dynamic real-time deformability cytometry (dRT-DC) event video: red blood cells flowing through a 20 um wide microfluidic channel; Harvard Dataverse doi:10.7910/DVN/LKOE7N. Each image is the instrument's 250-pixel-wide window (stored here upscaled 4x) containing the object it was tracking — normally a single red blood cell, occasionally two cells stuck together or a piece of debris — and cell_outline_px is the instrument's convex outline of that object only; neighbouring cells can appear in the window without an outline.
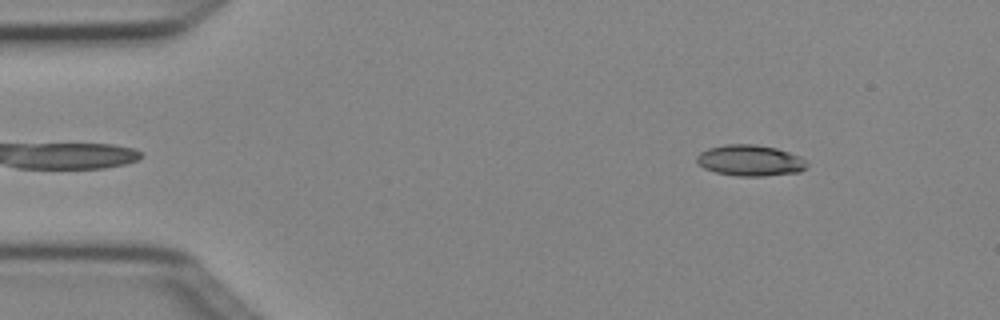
{"species": "Egyptian fruit bat (a non-hibernating species)", "species_latin": "Rousettus aegyptiacus", "temperature_condition": "cold", "stored_images_in_passage": 3, "camera_frame_rate_fps": 3000, "um_per_image_px": 0.085, "animal": {"sex": "female"}, "frame": {"image": 1, "passage_image": 1, "time_ms": 0.0, "image_size_px": [1000, 320], "cell_outline_px": [[808, 164], [800, 172], [764, 176], [736, 176], [716, 172], [704, 168], [696, 160], [696, 156], [700, 152], [708, 148], [724, 144], [752, 144], [776, 148], [800, 156]], "centroid_in_image_um": [63.74, 13.64], "position_along_channel_um": 21.3, "area_um2": 19.88}}
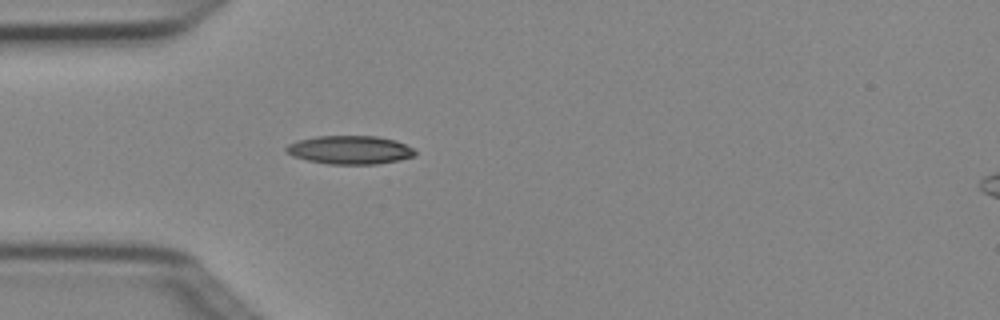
{"frame": {"image": 2, "passage_image": 3, "time_ms": 0.667, "image_size_px": [1000, 320], "cell_outline_px": [[416, 156], [400, 160], [376, 164], [328, 164], [308, 160], [292, 156], [284, 152], [284, 148], [288, 144], [296, 140], [316, 136], [376, 136], [396, 140], [412, 148], [416, 152]], "centroid_in_image_um": [29.71, 12.74], "position_along_channel_um": 55.3, "area_um2": 21.56}}